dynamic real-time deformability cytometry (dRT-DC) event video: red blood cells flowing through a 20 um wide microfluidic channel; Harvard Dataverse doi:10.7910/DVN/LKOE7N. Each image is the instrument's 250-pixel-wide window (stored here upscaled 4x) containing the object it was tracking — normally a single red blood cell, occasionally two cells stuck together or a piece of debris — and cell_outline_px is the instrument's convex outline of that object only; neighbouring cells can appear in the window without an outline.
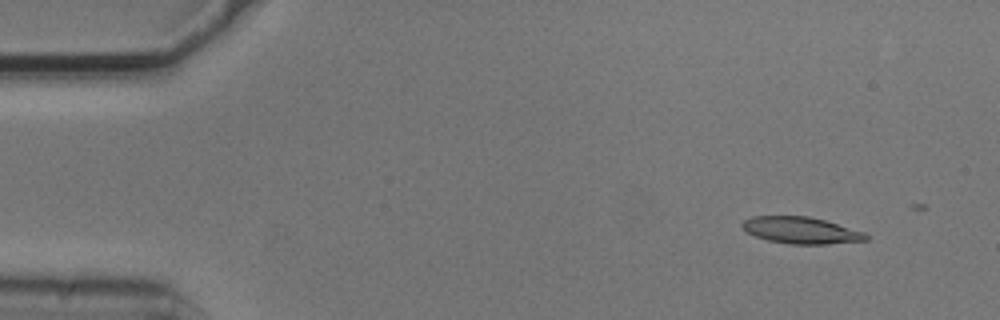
{"species": "common noctule bat (a hibernating species)", "species_latin": "Nyctalus noctula", "temperature_condition": "cold", "stored_images_in_passage": 4, "camera_frame_rate_fps": 3000, "um_per_image_px": 0.085, "animal": {"sex": "male", "body_mass_g": 20.5, "forearm_length_mm": 52.5}, "frame": {"image": 1, "passage_image": 2, "time_ms": 0.333, "image_size_px": [1000, 320], "cell_outline_px": [[868, 240], [828, 244], [788, 244], [768, 240], [756, 236], [748, 232], [740, 224], [744, 220], [752, 216], [808, 216], [824, 220], [864, 232], [868, 236]], "centroid_in_image_um": [68.08, 19.58], "position_along_channel_um": 16.9, "area_um2": 19.07}}